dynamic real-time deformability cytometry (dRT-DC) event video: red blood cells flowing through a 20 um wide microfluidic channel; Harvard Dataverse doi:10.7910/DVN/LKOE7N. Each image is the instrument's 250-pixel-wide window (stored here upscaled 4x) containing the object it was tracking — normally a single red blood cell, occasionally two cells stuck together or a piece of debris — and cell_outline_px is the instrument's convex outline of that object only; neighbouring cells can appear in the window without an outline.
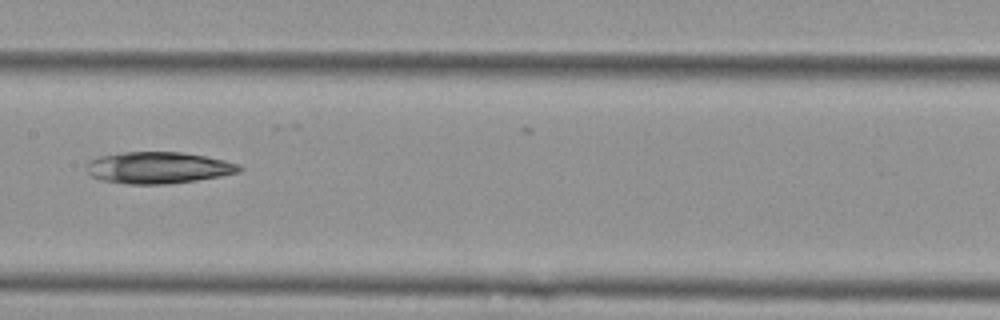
{"species": "Egyptian fruit bat (a non-hibernating species)", "species_latin": "Rousettus aegyptiacus", "temperature_condition": "cold", "stored_images_in_passage": 13, "camera_frame_rate_fps": 3000, "um_per_image_px": 0.085, "animal": {"sex": "female"}, "frame": {"image": 1, "passage_image": 6, "time_ms": 1.667, "image_size_px": [1000, 320], "cell_outline_px": [[244, 168], [240, 172], [220, 176], [196, 180], [168, 184], [128, 184], [100, 180], [92, 176], [88, 172], [88, 160], [100, 156], [120, 152], [184, 152], [224, 160], [240, 164]], "centroid_in_image_um": [13.47, 14.25], "position_along_channel_um": 193.9, "area_um2": 28.21}}
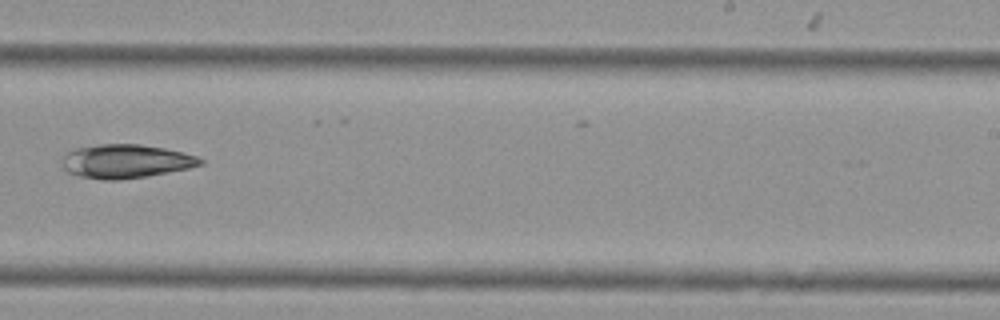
{"frame": {"image": 2, "passage_image": 8, "time_ms": 2.333, "image_size_px": [1000, 320], "cell_outline_px": [[204, 164], [188, 168], [148, 176], [120, 180], [104, 180], [80, 176], [68, 172], [64, 168], [64, 156], [72, 148], [100, 144], [140, 144], [164, 148], [184, 152], [196, 156], [204, 160]], "centroid_in_image_um": [10.72, 13.7], "position_along_channel_um": 278.3, "area_um2": 27.17}}
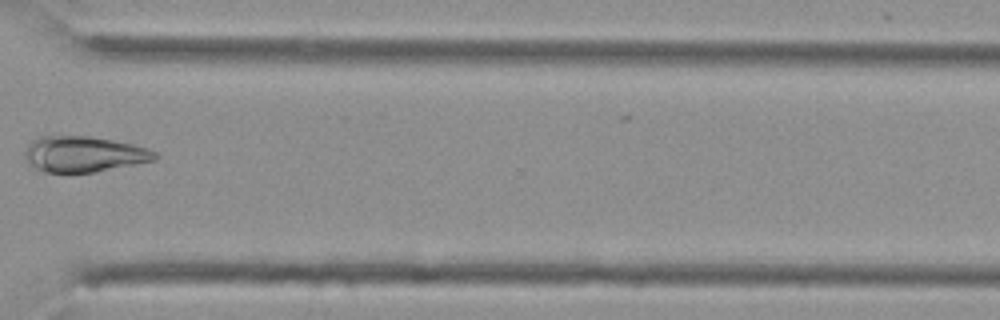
{"frame": {"image": 3, "passage_image": 10, "time_ms": 3.0, "image_size_px": [1000, 320], "cell_outline_px": [[160, 156], [156, 160], [96, 172], [44, 172], [32, 168], [28, 164], [24, 156], [24, 152], [28, 144], [32, 140], [40, 136], [88, 136], [112, 140], [132, 144], [148, 148], [156, 152]], "centroid_in_image_um": [7.11, 13.11], "position_along_channel_um": 363.5, "area_um2": 27.34}}